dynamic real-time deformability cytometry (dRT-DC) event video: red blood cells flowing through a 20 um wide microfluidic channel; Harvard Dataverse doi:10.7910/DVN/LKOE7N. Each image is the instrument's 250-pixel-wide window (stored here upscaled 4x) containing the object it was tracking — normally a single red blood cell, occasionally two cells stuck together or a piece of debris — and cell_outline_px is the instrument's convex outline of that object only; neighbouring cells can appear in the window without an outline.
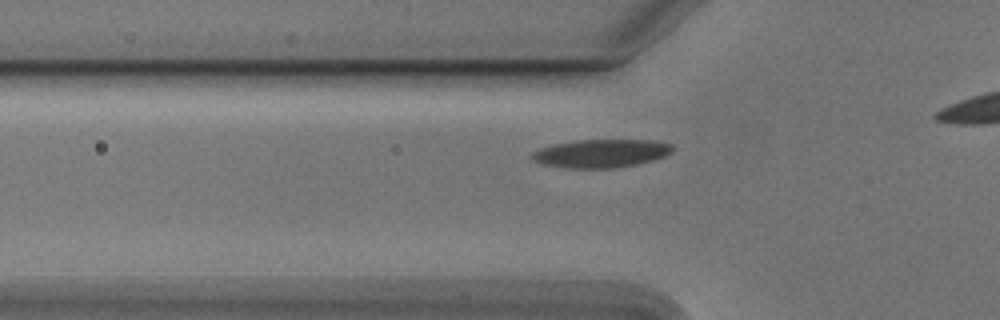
{"species": "Egyptian fruit bat (a non-hibernating species)", "species_latin": "Rousettus aegyptiacus", "temperature_condition": "cold", "stored_images_in_passage": 29, "camera_frame_rate_fps": 3000, "um_per_image_px": 0.085, "animal": {"sex": "male"}, "frame": {"image": 1, "passage_image": 2, "time_ms": 0.333, "image_size_px": [1000, 320], "cell_outline_px": [[672, 152], [664, 156], [652, 160], [636, 164], [612, 168], [564, 168], [544, 164], [532, 160], [528, 156], [532, 152], [540, 148], [552, 144], [576, 140], [652, 140], [672, 144]], "centroid_in_image_um": [51.03, 13.03], "position_along_channel_um": 74.8, "area_um2": 23.18}}
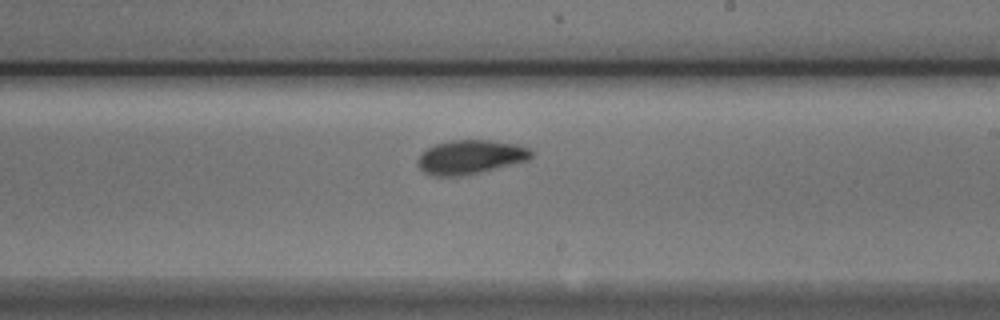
{"frame": {"image": 2, "passage_image": 16, "time_ms": 5.0, "image_size_px": [1000, 320], "cell_outline_px": [[532, 156], [528, 160], [460, 176], [432, 176], [424, 172], [416, 164], [416, 160], [428, 148], [436, 144], [448, 140], [488, 140], [516, 144], [532, 148]], "centroid_in_image_um": [39.96, 13.34], "position_along_channel_um": 249.0, "area_um2": 22.31}}
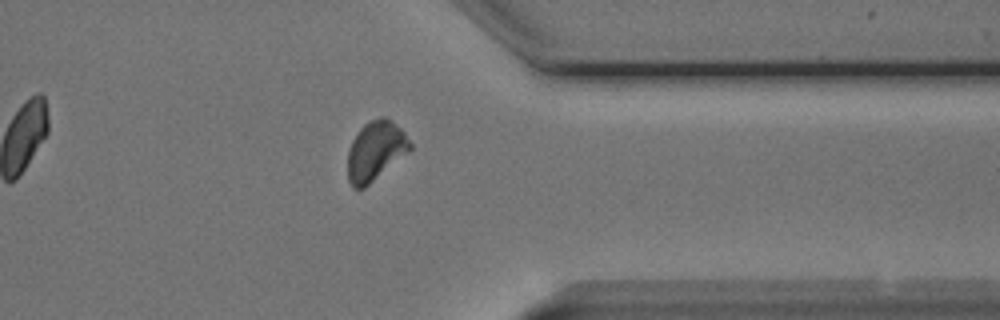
{"frame": {"image": 3, "passage_image": 27, "time_ms": 8.667, "image_size_px": [1000, 320], "cell_outline_px": [[412, 148], [408, 152], [364, 188], [352, 188], [348, 180], [348, 152], [352, 140], [360, 128], [364, 124], [380, 116], [384, 116], [392, 120], [404, 132], [412, 144]], "centroid_in_image_um": [31.91, 12.81], "position_along_channel_um": 379.5, "area_um2": 21.44}}